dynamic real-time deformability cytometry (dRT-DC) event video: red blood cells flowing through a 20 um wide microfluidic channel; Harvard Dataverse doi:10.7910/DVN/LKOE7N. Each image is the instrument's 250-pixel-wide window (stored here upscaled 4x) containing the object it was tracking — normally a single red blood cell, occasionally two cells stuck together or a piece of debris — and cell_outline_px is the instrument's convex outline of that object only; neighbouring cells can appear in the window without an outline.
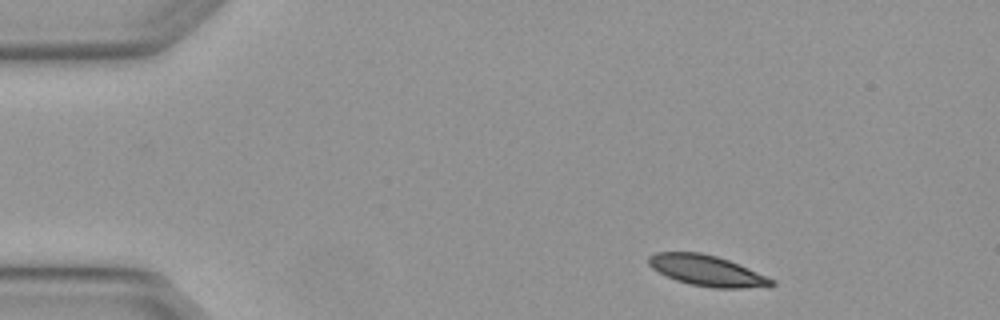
{"species": "Egyptian fruit bat (a non-hibernating species)", "species_latin": "Rousettus aegyptiacus", "temperature_condition": "warm", "stored_images_in_passage": 3, "camera_frame_rate_fps": 3000, "um_per_image_px": 0.085, "animal": {"sex": "female"}, "frame": {"image": 1, "passage_image": 1, "time_ms": 0.0, "image_size_px": [1000, 320], "cell_outline_px": [[776, 284], [744, 288], [712, 288], [692, 284], [676, 280], [652, 268], [648, 264], [648, 256], [656, 252], [700, 252], [716, 256], [728, 260], [748, 268], [776, 280]], "centroid_in_image_um": [60.07, 22.99], "position_along_channel_um": 24.9, "area_um2": 21.73}}
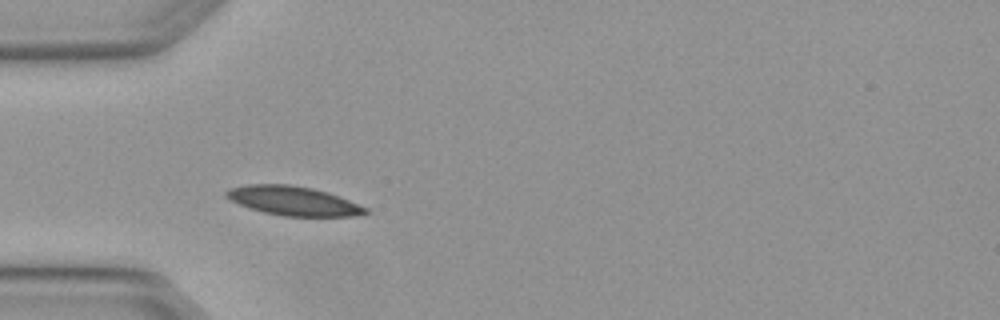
{"frame": {"image": 2, "passage_image": 3, "time_ms": 0.667, "image_size_px": [1000, 320], "cell_outline_px": [[368, 212], [352, 216], [284, 216], [264, 212], [228, 200], [224, 196], [224, 192], [228, 188], [244, 184], [288, 184], [312, 188], [328, 192], [368, 208]], "centroid_in_image_um": [24.87, 17.06], "position_along_channel_um": 60.1, "area_um2": 23.58}}